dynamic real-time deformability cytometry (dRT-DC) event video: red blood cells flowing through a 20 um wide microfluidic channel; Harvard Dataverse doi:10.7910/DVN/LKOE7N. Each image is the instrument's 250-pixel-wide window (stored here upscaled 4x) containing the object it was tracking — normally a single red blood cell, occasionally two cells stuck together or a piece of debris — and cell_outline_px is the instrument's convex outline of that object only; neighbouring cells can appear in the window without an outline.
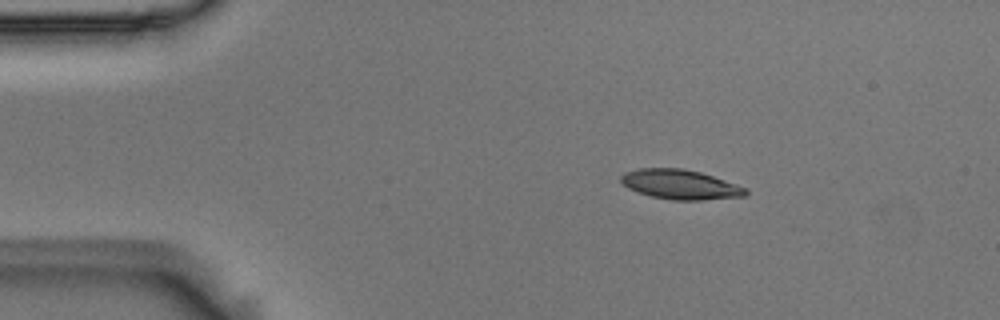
{"species": "Egyptian fruit bat (a non-hibernating species)", "species_latin": "Rousettus aegyptiacus", "temperature_condition": "room temperature", "stored_images_in_passage": 3, "camera_frame_rate_fps": 3000, "um_per_image_px": 0.085, "animal": {"sex": "male"}, "frame": {"image": 1, "passage_image": 1, "time_ms": 0.0, "image_size_px": [1000, 320], "cell_outline_px": [[748, 192], [744, 196], [700, 200], [672, 200], [652, 196], [636, 192], [628, 188], [620, 180], [620, 176], [624, 172], [640, 168], [684, 168], [700, 172], [748, 188]], "centroid_in_image_um": [57.8, 15.67], "position_along_channel_um": 27.2, "area_um2": 21.5}}